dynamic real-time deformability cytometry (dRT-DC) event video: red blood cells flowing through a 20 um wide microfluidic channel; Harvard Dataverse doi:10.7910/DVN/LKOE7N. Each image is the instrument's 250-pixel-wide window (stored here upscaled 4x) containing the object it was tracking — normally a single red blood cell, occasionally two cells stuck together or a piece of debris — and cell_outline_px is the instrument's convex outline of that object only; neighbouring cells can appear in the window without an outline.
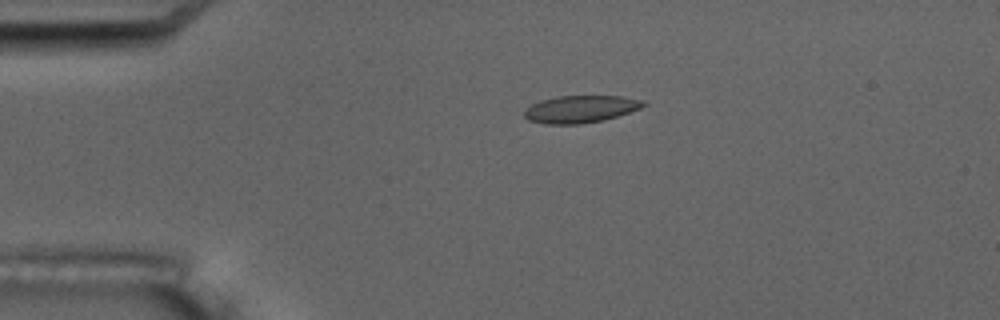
{"species": "common noctule bat (a hibernating species)", "species_latin": "Nyctalus noctula", "temperature_condition": "room temperature", "stored_images_in_passage": 5, "camera_frame_rate_fps": 3000, "um_per_image_px": 0.085, "animal": {"sex": "male", "body_mass_g": 17.5, "forearm_length_mm": 52.3}, "frame": {"image": 1, "passage_image": 4, "time_ms": 3.333, "image_size_px": [1000, 320], "cell_outline_px": [[648, 104], [640, 108], [604, 120], [580, 124], [544, 124], [528, 120], [524, 116], [524, 112], [532, 104], [540, 100], [556, 96], [620, 96], [644, 100]], "centroid_in_image_um": [49.34, 9.27], "position_along_channel_um": 35.7, "area_um2": 18.9}}